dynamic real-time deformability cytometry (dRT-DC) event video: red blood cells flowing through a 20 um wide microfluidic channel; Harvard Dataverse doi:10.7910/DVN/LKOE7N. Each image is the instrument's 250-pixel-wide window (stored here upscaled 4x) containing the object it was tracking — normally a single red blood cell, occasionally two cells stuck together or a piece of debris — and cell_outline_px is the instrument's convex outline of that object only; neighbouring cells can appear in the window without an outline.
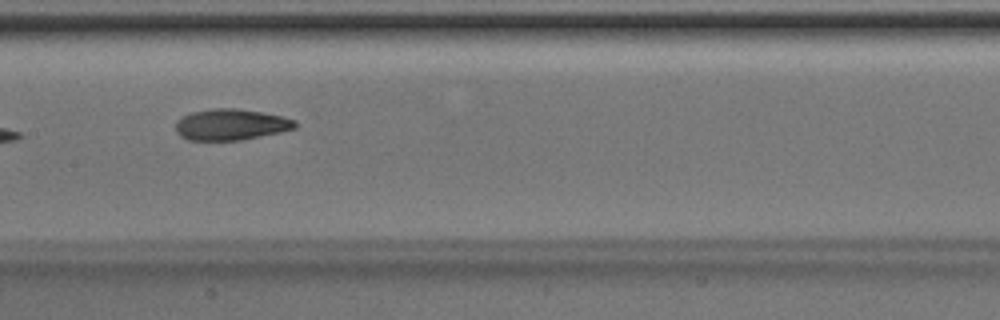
{"species": "Egyptian fruit bat (a non-hibernating species)", "species_latin": "Rousettus aegyptiacus", "temperature_condition": "room temperature", "stored_images_in_passage": 7, "camera_frame_rate_fps": 3000, "um_per_image_px": 0.085, "animal": {"sex": "male"}, "frame": {"image": 1, "passage_image": 7, "time_ms": 2.0, "image_size_px": [1000, 320], "cell_outline_px": [[296, 128], [280, 132], [240, 140], [188, 140], [180, 136], [176, 132], [176, 120], [192, 112], [212, 108], [240, 108], [284, 116], [296, 120]], "centroid_in_image_um": [19.63, 10.58], "position_along_channel_um": 187.8, "area_um2": 21.79}}